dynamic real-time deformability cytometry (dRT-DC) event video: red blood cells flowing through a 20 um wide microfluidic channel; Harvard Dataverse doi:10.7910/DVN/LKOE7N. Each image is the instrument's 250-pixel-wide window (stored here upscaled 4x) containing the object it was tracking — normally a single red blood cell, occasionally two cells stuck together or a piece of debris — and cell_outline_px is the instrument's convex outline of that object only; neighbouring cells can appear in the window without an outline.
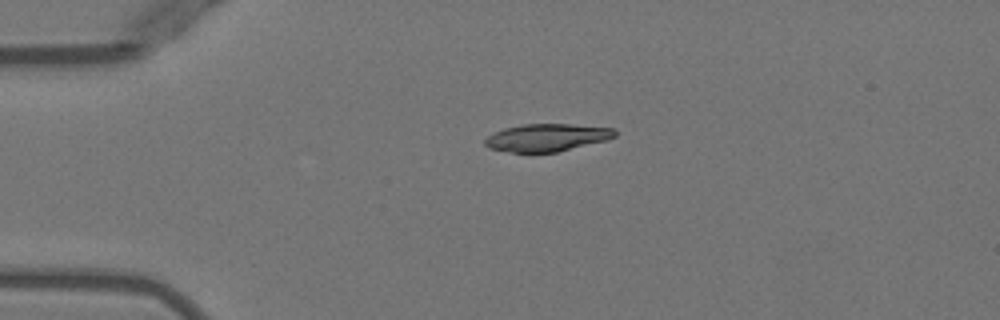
{"species": "Egyptian fruit bat (a non-hibernating species)", "species_latin": "Rousettus aegyptiacus", "temperature_condition": "warm", "stored_images_in_passage": 40, "camera_frame_rate_fps": 3000, "um_per_image_px": 0.085, "animal": {"sex": "female"}, "frame": {"image": 1, "passage_image": 1, "time_ms": 0.0, "image_size_px": [1000, 320], "cell_outline_px": [[616, 136], [604, 140], [556, 152], [532, 156], [488, 148], [484, 144], [484, 140], [488, 136], [504, 128], [524, 124], [568, 124], [616, 128]], "centroid_in_image_um": [46.42, 11.73], "position_along_channel_um": 38.6, "area_um2": 21.27}}
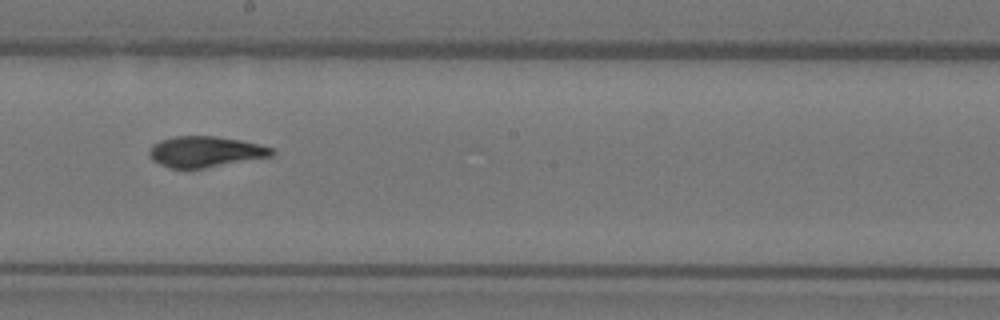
{"frame": {"image": 2, "passage_image": 18, "time_ms": 5.667, "image_size_px": [1000, 320], "cell_outline_px": [[276, 152], [272, 156], [204, 168], [168, 168], [152, 160], [148, 152], [152, 144], [160, 140], [176, 136], [216, 136], [240, 140], [260, 144], [276, 148]], "centroid_in_image_um": [17.47, 12.89], "position_along_channel_um": 230.7, "area_um2": 22.14}}
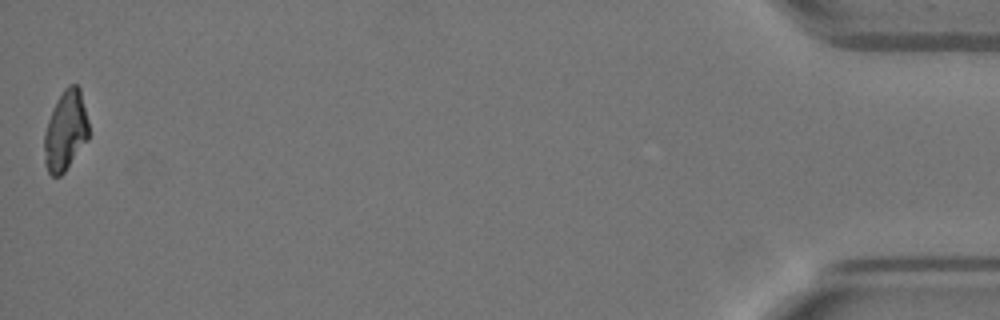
{"frame": {"image": 3, "passage_image": 40, "time_ms": 13.0, "image_size_px": [1000, 320], "cell_outline_px": [[88, 140], [64, 172], [60, 176], [52, 176], [48, 172], [44, 164], [44, 132], [52, 108], [56, 100], [64, 88], [68, 84], [76, 84], [80, 88], [88, 120]], "centroid_in_image_um": [5.56, 11.1], "position_along_channel_um": 429.6, "area_um2": 20.92}, "authors_computed_cell_mechanics": {"area_um2": 22.2819, "velocity_mm_per_s": 3.9771, "shape_relaxation_time_tau1_ms": 7.0155, "shape_relaxation_time_tau2_ms": 2.3565, "deformation_change_tau1": 0.2323, "deformation_change_tau2": 0.0615}}